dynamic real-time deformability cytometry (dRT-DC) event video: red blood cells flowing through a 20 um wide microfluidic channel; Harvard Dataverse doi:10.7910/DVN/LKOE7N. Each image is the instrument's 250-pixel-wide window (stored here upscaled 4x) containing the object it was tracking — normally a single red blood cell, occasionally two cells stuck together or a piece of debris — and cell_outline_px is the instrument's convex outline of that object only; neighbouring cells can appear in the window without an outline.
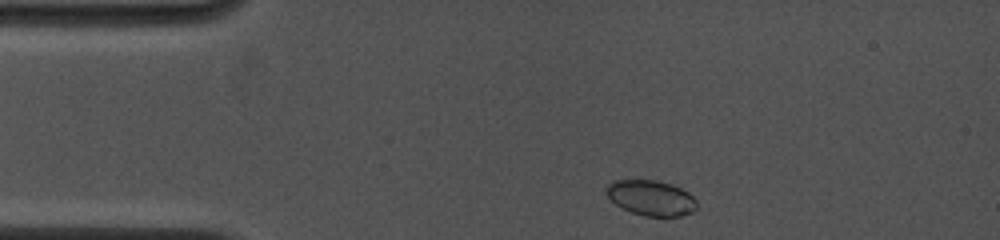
{"species": "common noctule bat (a hibernating species)", "species_latin": "Nyctalus noctula", "temperature_condition": "cold", "stored_images_in_passage": 55, "camera_frame_rate_fps": 4500, "um_per_image_px": 0.085, "animal": {"sex": "female", "body_mass_g": 19.0, "forearm_length_mm": 53.3}, "frame": {"image": 1, "passage_image": 2, "time_ms": 0.222, "image_size_px": [1000, 240], "cell_outline_px": [[696, 208], [692, 212], [680, 216], [644, 216], [632, 212], [616, 204], [604, 192], [604, 188], [612, 180], [656, 180], [672, 184], [688, 192], [696, 200]], "centroid_in_image_um": [55.32, 16.81], "position_along_channel_um": 29.7, "area_um2": 18.61}}
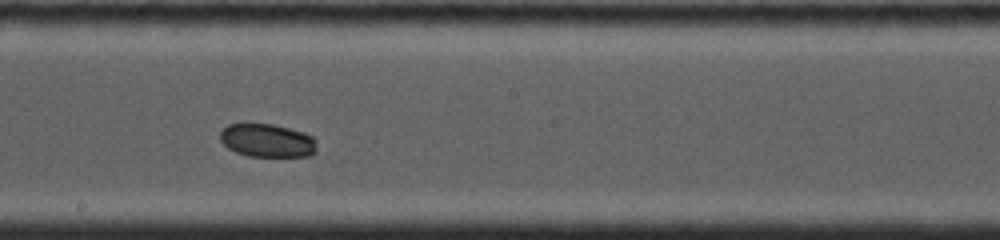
{"frame": {"image": 2, "passage_image": 29, "time_ms": 6.222, "image_size_px": [1000, 240], "cell_outline_px": [[316, 152], [308, 156], [248, 156], [236, 152], [228, 148], [220, 140], [220, 132], [228, 124], [272, 124], [304, 132], [312, 136], [316, 140]], "centroid_in_image_um": [22.73, 11.94], "position_along_channel_um": 225.5, "area_um2": 18.73}}
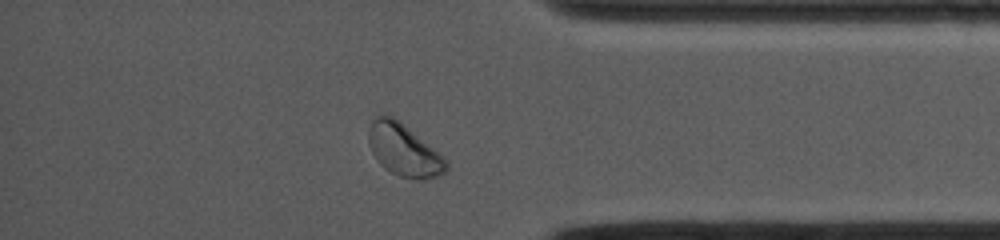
{"frame": {"image": 3, "passage_image": 49, "time_ms": 10.667, "image_size_px": [1000, 240], "cell_outline_px": [[448, 172], [436, 176], [420, 180], [400, 176], [384, 168], [380, 164], [372, 152], [368, 144], [368, 128], [372, 120], [376, 116], [392, 116], [400, 120], [448, 160]], "centroid_in_image_um": [34.33, 12.75], "position_along_channel_um": 400.9, "area_um2": 23.7}, "authors_computed_cell_mechanics": {"area_um2": 19.8832, "velocity_mm_per_s": 4.0506, "shape_relaxation_time_tau1_ms": 1.9844, "shape_relaxation_time_tau2_ms": null, "deformation_change_tau1": 0.0501, "deformation_change_tau2": null}}